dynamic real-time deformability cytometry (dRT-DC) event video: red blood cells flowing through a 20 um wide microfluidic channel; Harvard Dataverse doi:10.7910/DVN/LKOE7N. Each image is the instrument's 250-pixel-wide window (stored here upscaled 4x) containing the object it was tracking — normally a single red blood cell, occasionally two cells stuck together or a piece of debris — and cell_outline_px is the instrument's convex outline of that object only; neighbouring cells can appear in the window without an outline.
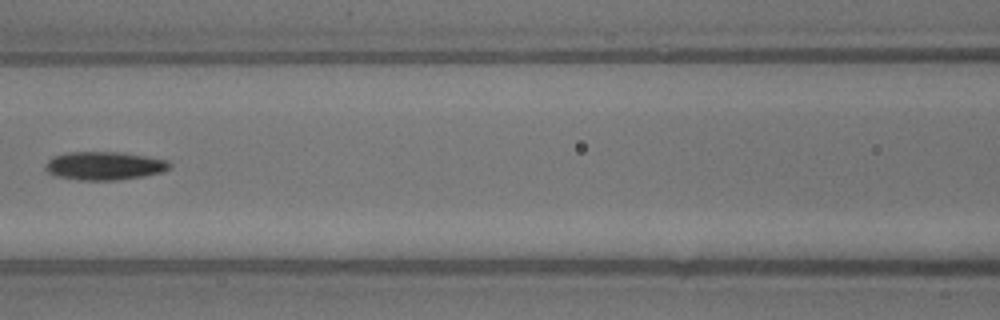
{"species": "common noctule bat (a hibernating species)", "species_latin": "Nyctalus noctula", "temperature_condition": "warm", "stored_images_in_passage": 30, "segment_of_instrument_passage": [2, 2], "camera_frame_rate_fps": 3000, "um_per_image_px": 0.085, "animal": {"sex": "male", "body_mass_g": 13.3}, "frame": {"image": 1, "passage_image": 10, "time_ms": 3.0, "image_size_px": [1000, 320], "cell_outline_px": [[172, 164], [168, 168], [160, 172], [144, 176], [116, 180], [80, 180], [56, 176], [48, 172], [44, 168], [44, 164], [52, 156], [68, 152], [124, 152], [148, 156], [168, 160]], "centroid_in_image_um": [8.85, 14.08], "position_along_channel_um": 157.8, "area_um2": 20.63}}
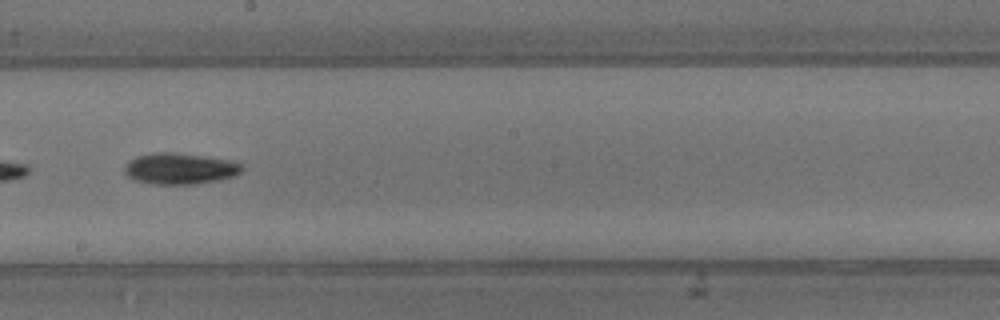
{"frame": {"image": 2, "passage_image": 14, "time_ms": 4.333, "image_size_px": [1000, 320], "cell_outline_px": [[244, 168], [236, 176], [196, 184], [152, 184], [136, 180], [128, 176], [124, 172], [124, 168], [128, 160], [136, 156], [156, 152], [176, 152], [232, 160], [244, 164]], "centroid_in_image_um": [15.31, 14.32], "position_along_channel_um": 232.9, "area_um2": 21.56}}
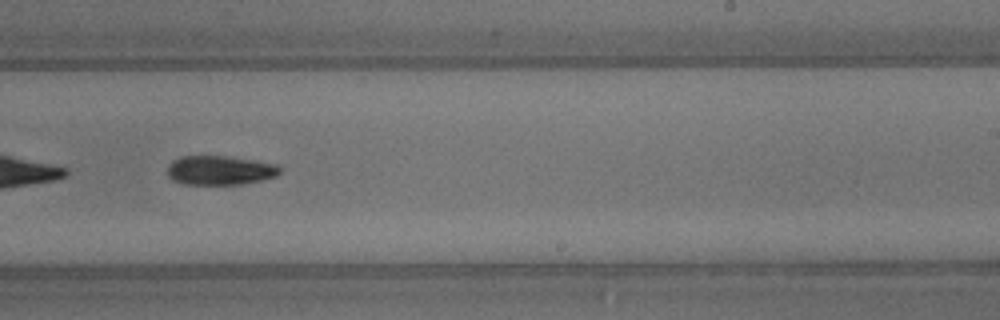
{"frame": {"image": 3, "passage_image": 16, "time_ms": 5.0, "image_size_px": [1000, 320], "cell_outline_px": [[280, 172], [276, 176], [260, 180], [240, 184], [184, 184], [172, 180], [168, 176], [168, 164], [172, 160], [180, 156], [228, 156], [280, 164]], "centroid_in_image_um": [18.68, 14.46], "position_along_channel_um": 270.3, "area_um2": 19.25}}